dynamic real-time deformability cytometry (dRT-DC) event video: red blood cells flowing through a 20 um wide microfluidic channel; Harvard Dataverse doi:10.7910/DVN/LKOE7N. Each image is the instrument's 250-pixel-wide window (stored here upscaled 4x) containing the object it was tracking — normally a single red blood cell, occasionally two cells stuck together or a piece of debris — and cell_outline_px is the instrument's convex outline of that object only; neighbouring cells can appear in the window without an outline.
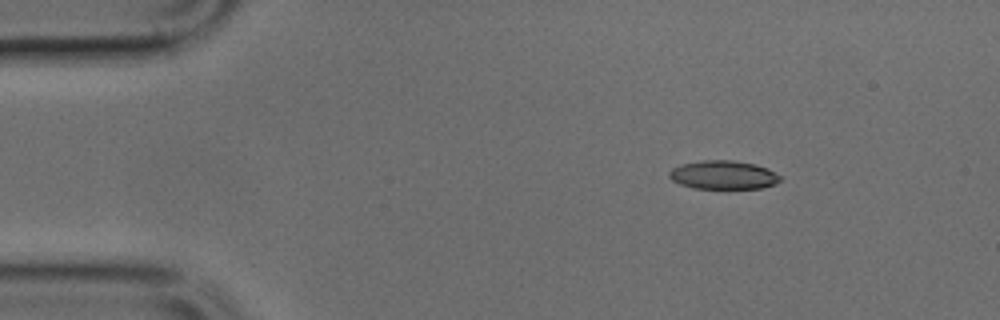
{"species": "common noctule bat (a hibernating species)", "species_latin": "Nyctalus noctula", "temperature_condition": "cold", "stored_images_in_passage": 43, "camera_frame_rate_fps": 3000, "um_per_image_px": 0.085, "animal": {"sex": "male", "body_mass_g": 17.9, "forearm_length_mm": 54.2}, "frame": {"image": 1, "passage_image": 1, "time_ms": 0.0, "image_size_px": [1000, 320], "cell_outline_px": [[780, 180], [776, 184], [760, 188], [696, 188], [680, 184], [672, 180], [668, 176], [668, 172], [672, 168], [680, 164], [704, 160], [732, 160], [756, 164], [768, 168], [780, 176]], "centroid_in_image_um": [61.47, 14.86], "position_along_channel_um": 23.5, "area_um2": 18.5}}
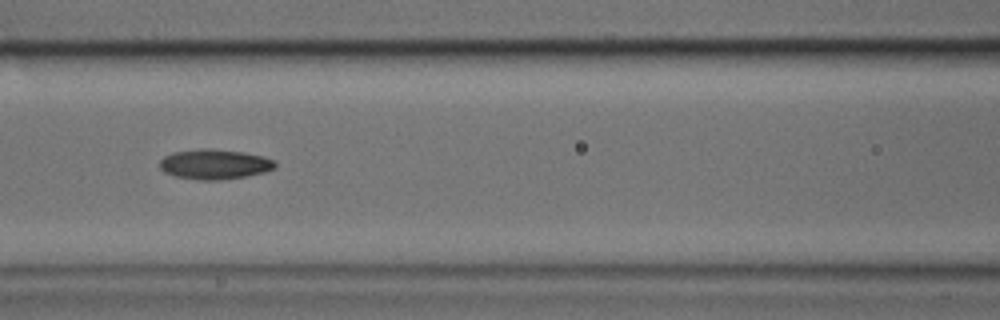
{"frame": {"image": 2, "passage_image": 15, "time_ms": 4.667, "image_size_px": [1000, 320], "cell_outline_px": [[276, 168], [264, 172], [244, 176], [220, 180], [200, 180], [176, 176], [164, 172], [160, 168], [160, 160], [164, 156], [172, 152], [200, 148], [212, 148], [244, 152], [264, 156], [276, 160]], "centroid_in_image_um": [18.25, 13.94], "position_along_channel_um": 148.3, "area_um2": 20.35}}
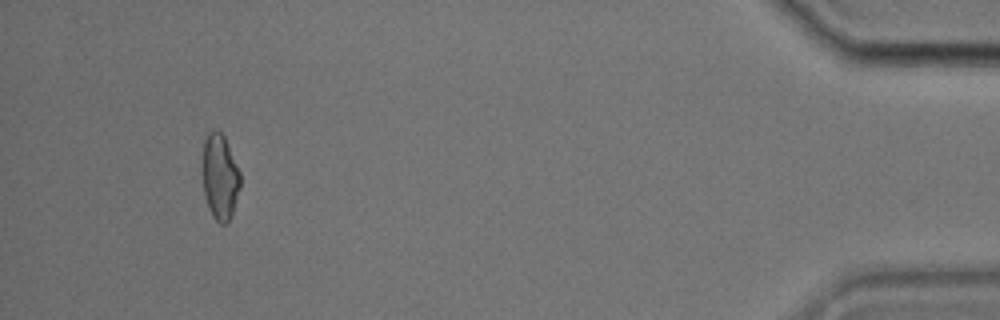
{"frame": {"image": 3, "passage_image": 40, "time_ms": 13.0, "image_size_px": [1000, 320], "cell_outline_px": [[240, 188], [228, 224], [220, 224], [212, 216], [208, 208], [204, 192], [200, 172], [200, 168], [204, 140], [208, 132], [212, 128], [216, 128], [224, 136], [240, 172]], "centroid_in_image_um": [18.65, 15.0], "position_along_channel_um": 416.6, "area_um2": 19.42}}